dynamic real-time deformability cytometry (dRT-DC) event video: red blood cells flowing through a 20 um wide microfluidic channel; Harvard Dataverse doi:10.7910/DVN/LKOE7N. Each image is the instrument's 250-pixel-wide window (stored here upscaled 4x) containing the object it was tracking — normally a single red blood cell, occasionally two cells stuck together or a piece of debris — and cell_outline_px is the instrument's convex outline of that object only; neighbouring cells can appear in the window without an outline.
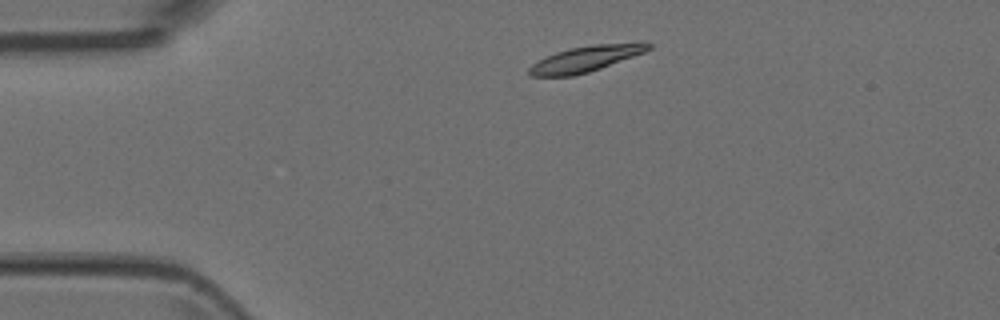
{"species": "Egyptian fruit bat (a non-hibernating species)", "species_latin": "Rousettus aegyptiacus", "temperature_condition": "room temperature", "stored_images_in_passage": 2, "camera_frame_rate_fps": 3000, "um_per_image_px": 0.085, "animal": {"sex": "female"}, "frame": {"image": 1, "passage_image": 1, "time_ms": 0.0, "image_size_px": [1000, 320], "cell_outline_px": [[652, 48], [644, 52], [600, 68], [588, 72], [572, 76], [532, 76], [528, 72], [528, 68], [532, 64], [556, 52], [568, 48], [592, 44], [640, 40], [648, 40], [652, 44]], "centroid_in_image_um": [49.91, 4.94], "position_along_channel_um": 35.1, "area_um2": 18.32}}